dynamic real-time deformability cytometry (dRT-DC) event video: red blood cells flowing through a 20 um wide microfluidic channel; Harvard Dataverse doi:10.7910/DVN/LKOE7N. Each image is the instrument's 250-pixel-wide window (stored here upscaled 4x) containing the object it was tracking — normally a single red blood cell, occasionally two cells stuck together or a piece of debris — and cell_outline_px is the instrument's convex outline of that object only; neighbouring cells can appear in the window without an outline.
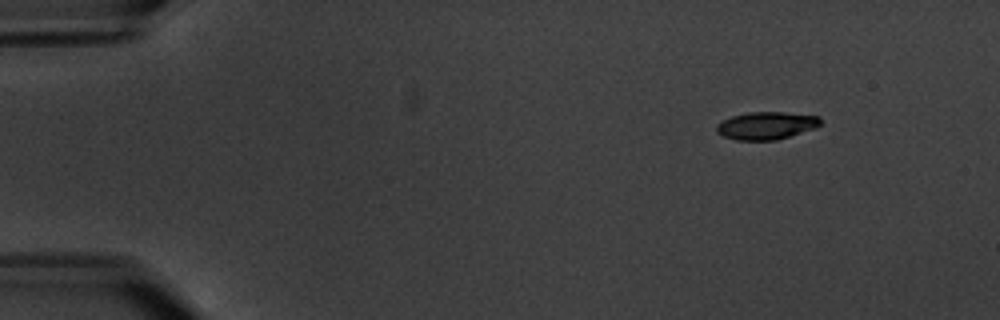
{"species": "common noctule bat (a hibernating species)", "species_latin": "Nyctalus noctula", "temperature_condition": "warm", "stored_images_in_passage": 4, "camera_frame_rate_fps": 3000, "um_per_image_px": 0.085, "animal": {"sex": "male", "body_mass_g": 20.1, "forearm_length_mm": 53.5}, "frame": {"image": 1, "passage_image": 1, "time_ms": 0.0, "image_size_px": [1000, 320], "cell_outline_px": [[820, 124], [816, 128], [776, 140], [736, 140], [724, 136], [716, 132], [716, 124], [720, 120], [732, 116], [748, 112], [784, 112], [820, 116]], "centroid_in_image_um": [65.11, 10.67], "position_along_channel_um": 19.9, "area_um2": 16.82}}
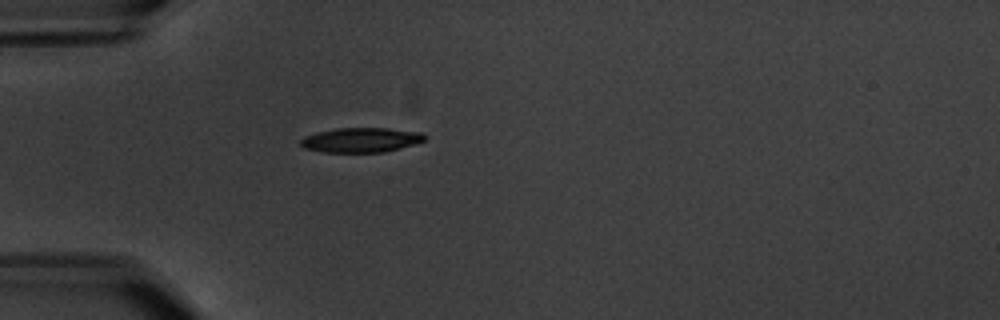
{"frame": {"image": 2, "passage_image": 4, "time_ms": 3.667, "image_size_px": [1000, 320], "cell_outline_px": [[428, 136], [424, 140], [400, 148], [384, 152], [324, 152], [304, 148], [300, 144], [300, 140], [304, 136], [316, 132], [336, 128], [388, 128], [424, 132]], "centroid_in_image_um": [30.69, 11.89], "position_along_channel_um": 54.3, "area_um2": 17.92}}